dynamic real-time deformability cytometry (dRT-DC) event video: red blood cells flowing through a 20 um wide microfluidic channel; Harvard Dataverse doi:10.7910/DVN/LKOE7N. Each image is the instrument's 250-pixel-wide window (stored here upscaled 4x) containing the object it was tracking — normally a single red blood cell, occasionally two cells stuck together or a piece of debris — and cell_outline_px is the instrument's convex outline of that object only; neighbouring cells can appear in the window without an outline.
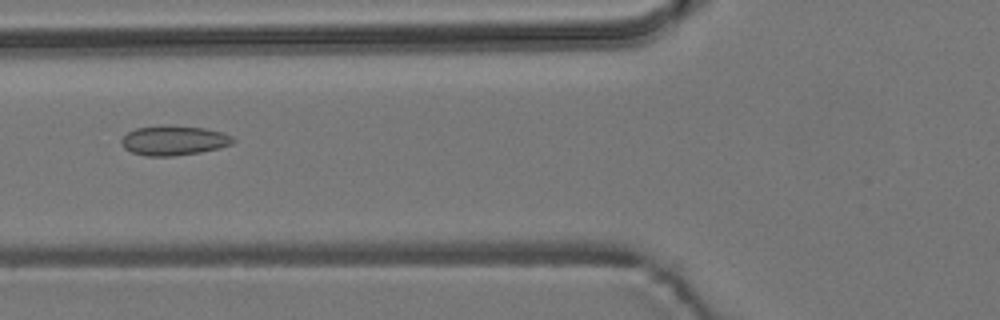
{"species": "common noctule bat (a hibernating species)", "species_latin": "Nyctalus noctula", "temperature_condition": "room temperature", "stored_images_in_passage": 4, "camera_frame_rate_fps": 3000, "um_per_image_px": 0.085, "animal": {"sex": "male", "body_mass_g": 19.2, "forearm_length_mm": 51.8}, "frame": {"image": 1, "passage_image": 4, "time_ms": 3.667, "image_size_px": [1000, 320], "cell_outline_px": [[236, 140], [232, 144], [200, 152], [172, 156], [148, 156], [132, 152], [124, 148], [120, 144], [120, 140], [128, 132], [136, 128], [164, 124], [168, 124], [204, 128], [220, 132], [232, 136]], "centroid_in_image_um": [14.74, 11.92], "position_along_channel_um": 111.1, "area_um2": 19.36}}